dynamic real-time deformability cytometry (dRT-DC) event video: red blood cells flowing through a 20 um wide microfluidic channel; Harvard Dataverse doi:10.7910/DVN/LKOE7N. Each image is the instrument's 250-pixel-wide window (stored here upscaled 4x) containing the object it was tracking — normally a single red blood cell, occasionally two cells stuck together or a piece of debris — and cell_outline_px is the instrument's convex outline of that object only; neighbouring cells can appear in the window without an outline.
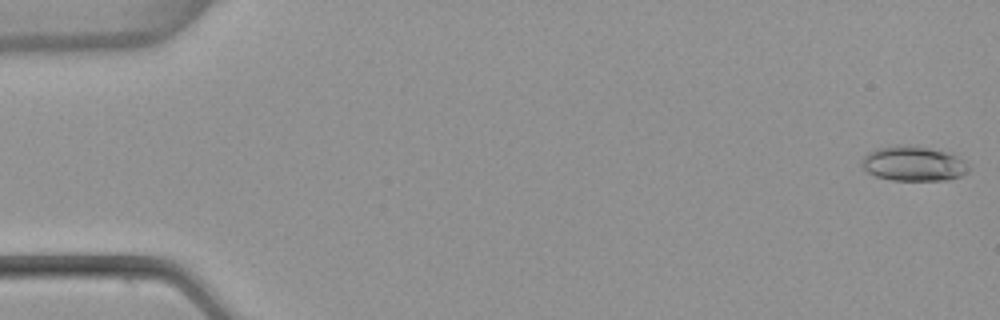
{"species": "common noctule bat (a hibernating species)", "species_latin": "Nyctalus noctula", "temperature_condition": "warm", "stored_images_in_passage": 4, "camera_frame_rate_fps": 3000, "um_per_image_px": 0.085, "animal": {"sex": "female", "body_mass_g": 22.7, "forearm_length_mm": 54.2}, "frame": {"image": 1, "passage_image": 1, "time_ms": 0.0, "image_size_px": [1000, 320], "cell_outline_px": [[972, 168], [968, 172], [960, 176], [948, 180], [892, 180], [876, 176], [868, 172], [860, 164], [860, 160], [868, 152], [876, 148], [896, 144], [928, 148], [948, 152], [964, 160]], "centroid_in_image_um": [77.64, 13.91], "position_along_channel_um": 7.4, "area_um2": 21.85}}
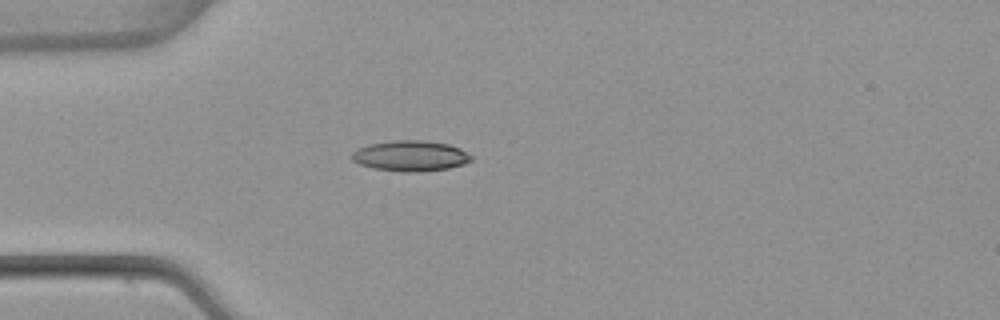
{"frame": {"image": 2, "passage_image": 4, "time_ms": 1.0, "image_size_px": [1000, 320], "cell_outline_px": [[472, 160], [464, 164], [448, 168], [416, 172], [404, 172], [372, 168], [360, 164], [352, 160], [352, 152], [356, 148], [368, 144], [396, 140], [424, 140], [448, 144], [460, 148], [472, 156]], "centroid_in_image_um": [34.87, 13.24], "position_along_channel_um": 50.1, "area_um2": 21.33}}